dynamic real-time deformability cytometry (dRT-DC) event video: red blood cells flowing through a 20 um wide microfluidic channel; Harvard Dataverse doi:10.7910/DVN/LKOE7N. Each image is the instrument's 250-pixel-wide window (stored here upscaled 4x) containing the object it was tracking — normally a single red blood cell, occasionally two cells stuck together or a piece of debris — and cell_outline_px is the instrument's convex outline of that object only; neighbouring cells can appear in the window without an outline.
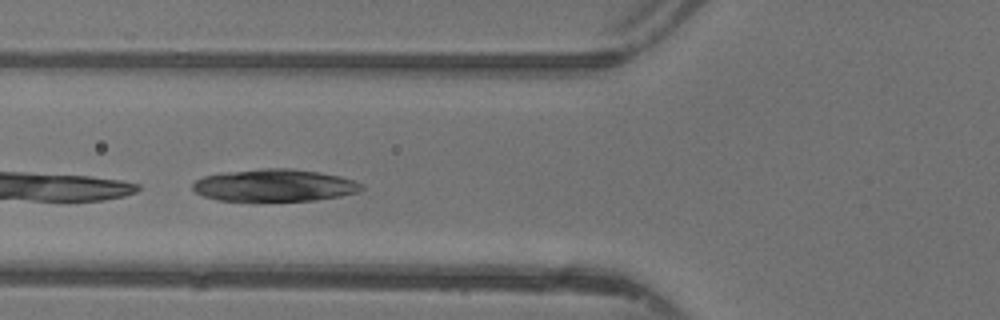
{"species": "common noctule bat (a hibernating species)", "species_latin": "Nyctalus noctula", "temperature_condition": "warm", "stored_images_in_passage": 23, "camera_frame_rate_fps": 3000, "um_per_image_px": 0.085, "animal": {"sex": "female"}, "frame": {"image": 1, "passage_image": 15, "time_ms": 4.667, "image_size_px": [1000, 320], "cell_outline_px": [[364, 188], [360, 192], [340, 196], [316, 200], [216, 200], [204, 196], [196, 192], [192, 188], [192, 184], [196, 180], [204, 176], [224, 172], [264, 168], [288, 168], [320, 172], [340, 176], [356, 180], [364, 184]], "centroid_in_image_um": [23.38, 15.74], "position_along_channel_um": 102.4, "area_um2": 31.73}}
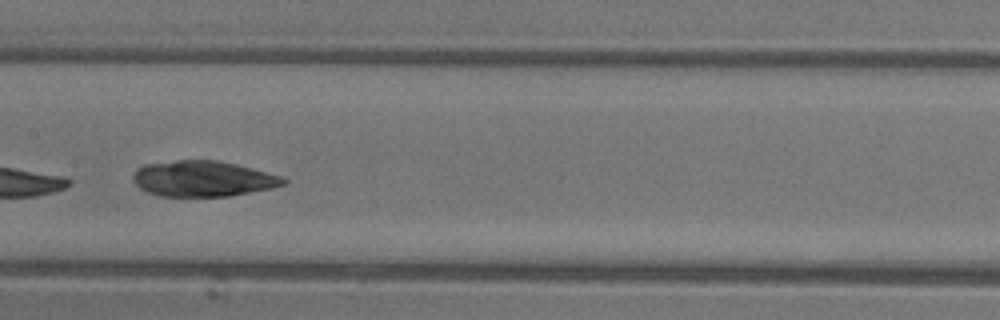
{"frame": {"image": 2, "passage_image": 21, "time_ms": 6.667, "image_size_px": [1000, 320], "cell_outline_px": [[288, 180], [284, 184], [272, 188], [228, 196], [160, 196], [148, 192], [140, 188], [132, 180], [132, 176], [136, 168], [144, 164], [176, 160], [216, 160], [236, 164], [284, 176]], "centroid_in_image_um": [17.24, 15.18], "position_along_channel_um": 190.2, "area_um2": 31.39}}